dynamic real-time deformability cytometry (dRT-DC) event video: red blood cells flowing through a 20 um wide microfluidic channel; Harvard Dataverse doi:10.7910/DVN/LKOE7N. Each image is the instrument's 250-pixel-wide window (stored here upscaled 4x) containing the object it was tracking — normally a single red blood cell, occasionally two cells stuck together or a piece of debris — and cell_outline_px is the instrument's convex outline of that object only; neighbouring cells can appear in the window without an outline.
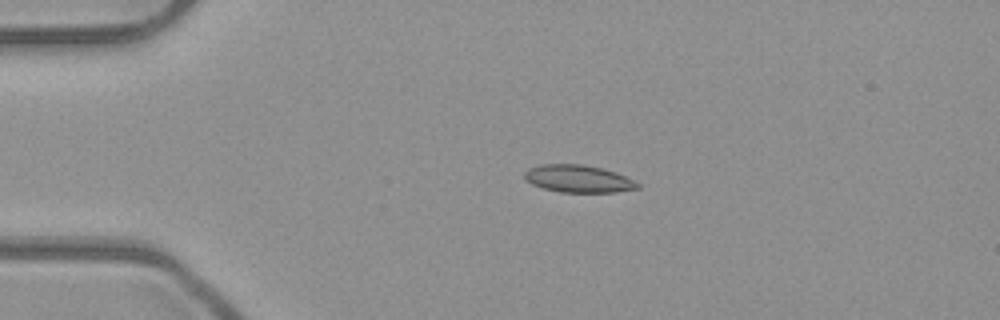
{"species": "common noctule bat (a hibernating species)", "species_latin": "Nyctalus noctula", "temperature_condition": "room temperature", "stored_images_in_passage": 41, "camera_frame_rate_fps": 3000, "um_per_image_px": 0.085, "animal": {"sex": "male", "body_mass_g": 23.1, "forearm_length_mm": 52.7}, "frame": {"image": 1, "passage_image": 1, "time_ms": 0.0, "image_size_px": [1000, 320], "cell_outline_px": [[640, 188], [612, 192], [560, 192], [544, 188], [532, 184], [524, 176], [524, 172], [528, 168], [544, 164], [580, 164], [600, 168], [616, 172], [640, 184]], "centroid_in_image_um": [49.15, 15.19], "position_along_channel_um": 35.9, "area_um2": 17.8}}
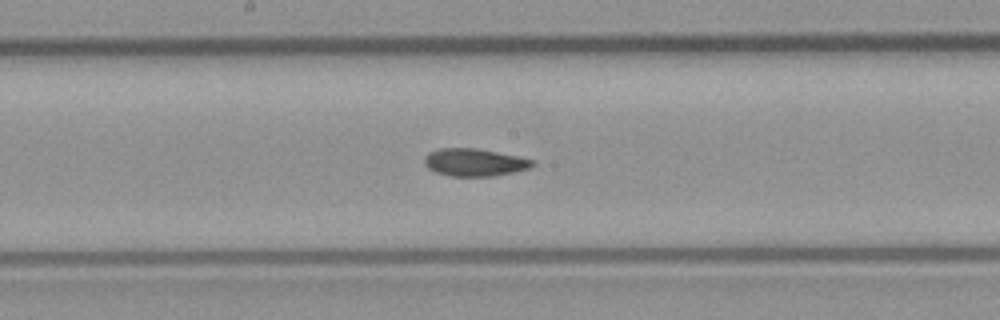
{"frame": {"image": 2, "passage_image": 17, "time_ms": 5.333, "image_size_px": [1000, 320], "cell_outline_px": [[536, 164], [532, 168], [492, 176], [452, 176], [436, 172], [428, 168], [424, 164], [424, 156], [428, 152], [440, 148], [476, 148], [536, 160]], "centroid_in_image_um": [40.34, 13.8], "position_along_channel_um": 207.9, "area_um2": 17.4}}
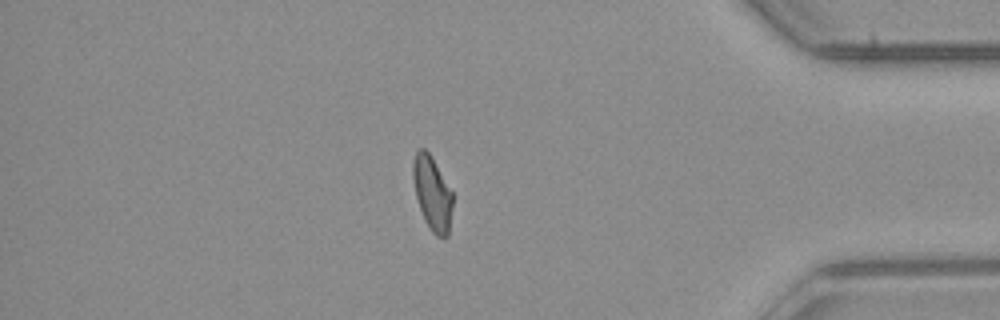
{"frame": {"image": 3, "passage_image": 34, "time_ms": 11.0, "image_size_px": [1000, 320], "cell_outline_px": [[452, 208], [448, 236], [436, 236], [432, 232], [420, 208], [416, 196], [412, 176], [412, 164], [416, 152], [420, 148], [424, 148], [432, 156], [452, 192]], "centroid_in_image_um": [36.74, 16.39], "position_along_channel_um": 398.5, "area_um2": 16.82}, "authors_computed_cell_mechanics": {"area_um2": 17.5134, "velocity_mm_per_s": 3.9838, "shape_relaxation_time_tau1_ms": null, "shape_relaxation_time_tau2_ms": 3.1115, "deformation_change_tau1": null, "deformation_change_tau2": 0.0865}}